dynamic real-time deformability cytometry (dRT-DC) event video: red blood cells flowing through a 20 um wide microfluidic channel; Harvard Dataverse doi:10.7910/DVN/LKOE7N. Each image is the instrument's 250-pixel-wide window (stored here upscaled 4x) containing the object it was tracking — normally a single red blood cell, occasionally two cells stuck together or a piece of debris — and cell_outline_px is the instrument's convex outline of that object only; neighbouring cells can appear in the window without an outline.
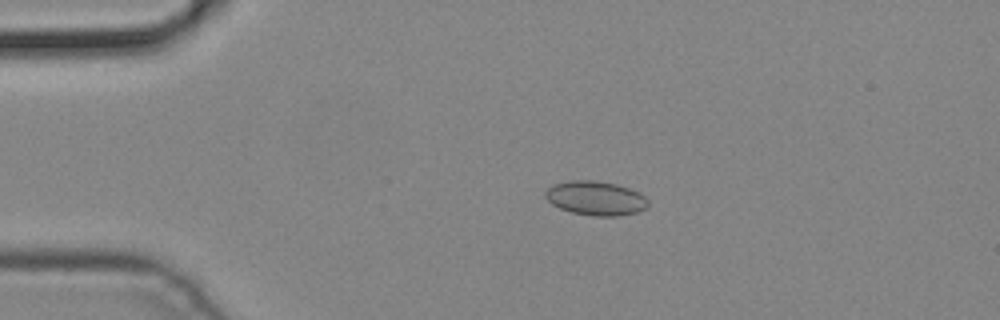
{"species": "common noctule bat (a hibernating species)", "species_latin": "Nyctalus noctula", "temperature_condition": "cold", "stored_images_in_passage": 4, "camera_frame_rate_fps": 3000, "um_per_image_px": 0.085, "animal": {"sex": "male", "body_mass_g": 19.2, "forearm_length_mm": 51.8}, "frame": {"image": 1, "passage_image": 3, "time_ms": 0.667, "image_size_px": [1000, 320], "cell_outline_px": [[648, 204], [644, 208], [636, 212], [616, 216], [592, 216], [572, 212], [560, 208], [552, 204], [544, 196], [544, 192], [548, 188], [556, 184], [572, 180], [596, 180], [616, 184], [640, 192], [648, 200]], "centroid_in_image_um": [50.62, 16.84], "position_along_channel_um": 34.4, "area_um2": 20.35}}